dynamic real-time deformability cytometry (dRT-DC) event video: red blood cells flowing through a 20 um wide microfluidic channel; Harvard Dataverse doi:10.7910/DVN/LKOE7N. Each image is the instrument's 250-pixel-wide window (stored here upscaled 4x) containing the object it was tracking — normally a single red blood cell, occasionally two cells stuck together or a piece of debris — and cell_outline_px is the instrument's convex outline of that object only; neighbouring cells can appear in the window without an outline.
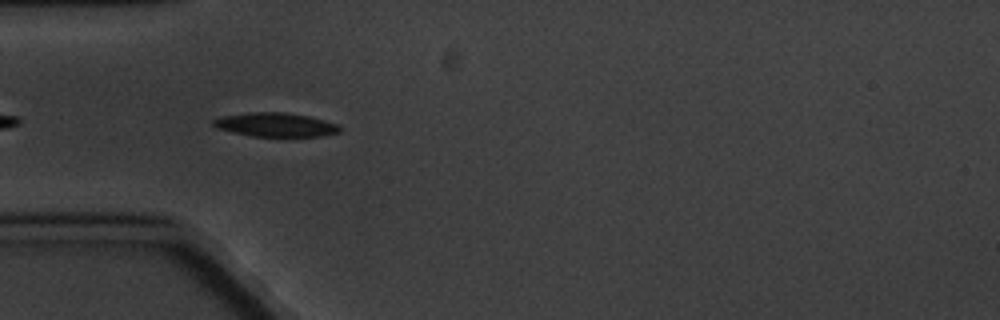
{"species": "common noctule bat (a hibernating species)", "species_latin": "Nyctalus noctula", "temperature_condition": "cold", "stored_images_in_passage": 5, "camera_frame_rate_fps": 3000, "um_per_image_px": 0.085, "animal": {"sex": "male", "body_mass_g": 20.1, "forearm_length_mm": 53.5}, "frame": {"image": 1, "passage_image": 5, "time_ms": 4.667, "image_size_px": [1000, 320], "cell_outline_px": [[340, 132], [320, 136], [252, 136], [232, 132], [216, 128], [212, 124], [212, 120], [220, 116], [252, 112], [284, 112], [308, 116], [324, 120], [336, 124], [340, 128]], "centroid_in_image_um": [23.37, 10.6], "position_along_channel_um": 61.6, "area_um2": 17.51}}